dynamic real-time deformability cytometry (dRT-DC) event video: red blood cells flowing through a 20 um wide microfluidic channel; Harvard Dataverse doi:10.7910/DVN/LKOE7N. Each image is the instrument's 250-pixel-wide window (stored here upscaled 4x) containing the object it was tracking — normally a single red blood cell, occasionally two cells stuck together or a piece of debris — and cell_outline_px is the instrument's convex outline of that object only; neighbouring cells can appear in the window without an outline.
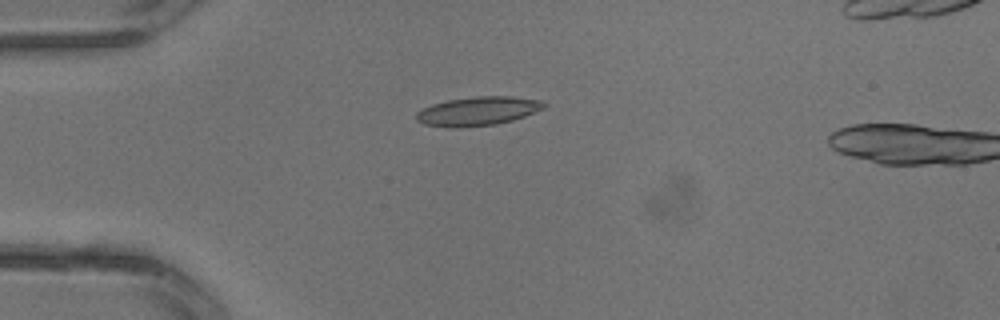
{"species": "common noctule bat (a hibernating species)", "species_latin": "Nyctalus noctula", "temperature_condition": "warm", "stored_images_in_passage": 4, "camera_frame_rate_fps": 3000, "um_per_image_px": 0.085, "animal": {"sex": "male", "body_mass_g": 13.3}, "frame": {"image": 1, "passage_image": 3, "time_ms": 0.667, "image_size_px": [1000, 320], "cell_outline_px": [[548, 104], [544, 108], [524, 116], [512, 120], [496, 124], [460, 128], [448, 128], [424, 124], [416, 120], [416, 112], [432, 104], [448, 100], [476, 96], [512, 96], [544, 100]], "centroid_in_image_um": [40.63, 9.44], "position_along_channel_um": 44.4, "area_um2": 21.68}}